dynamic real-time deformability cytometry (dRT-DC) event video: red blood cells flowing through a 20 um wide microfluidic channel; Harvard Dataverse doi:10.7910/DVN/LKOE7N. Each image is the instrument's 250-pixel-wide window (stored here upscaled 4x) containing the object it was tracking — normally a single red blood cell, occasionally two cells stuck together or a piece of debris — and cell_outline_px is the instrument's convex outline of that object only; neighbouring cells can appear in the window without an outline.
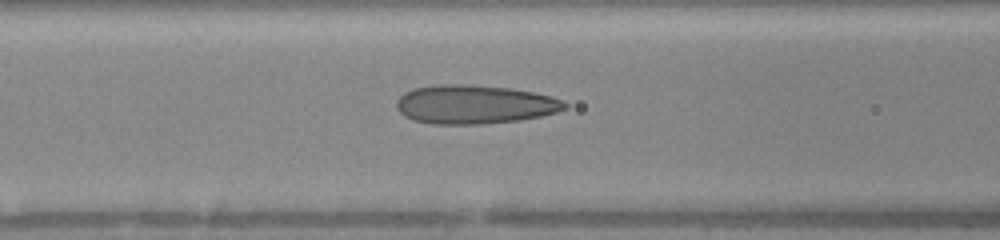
{"species": "human", "species_latin": "Homo sapiens", "temperature_condition": "warm", "stored_images_in_passage": 19, "camera_frame_rate_fps": 3000, "um_per_image_px": 0.085, "donor": {"sex": "female"}, "frame": {"image": 1, "passage_image": 14, "time_ms": 6.667, "image_size_px": [1000, 240], "cell_outline_px": [[568, 108], [556, 112], [540, 116], [520, 120], [480, 124], [432, 124], [412, 120], [404, 116], [396, 108], [396, 100], [404, 92], [412, 88], [440, 84], [460, 84], [512, 88], [536, 92], [564, 100], [568, 104]], "centroid_in_image_um": [40.33, 8.87], "position_along_channel_um": 126.3, "area_um2": 38.38}}
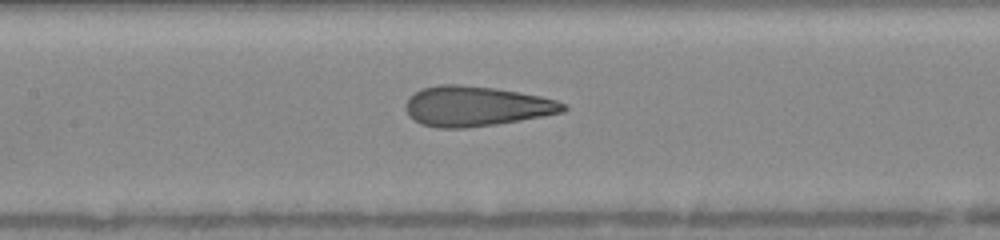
{"frame": {"image": 2, "passage_image": 16, "time_ms": 7.667, "image_size_px": [1000, 240], "cell_outline_px": [[568, 108], [564, 112], [520, 120], [496, 124], [464, 128], [436, 128], [420, 124], [408, 116], [408, 96], [420, 88], [440, 84], [460, 84], [496, 88], [520, 92], [540, 96], [556, 100], [568, 104]], "centroid_in_image_um": [40.48, 9.02], "position_along_channel_um": 166.9, "area_um2": 36.93}}
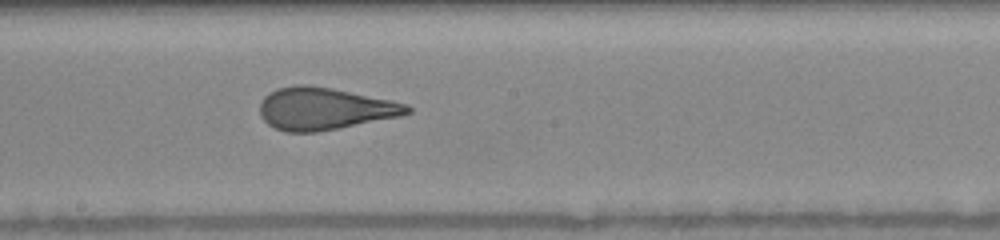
{"frame": {"image": 3, "passage_image": 19, "time_ms": 9.0, "image_size_px": [1000, 240], "cell_outline_px": [[412, 112], [400, 116], [316, 132], [284, 132], [268, 124], [260, 116], [260, 104], [264, 96], [276, 88], [300, 84], [332, 88], [408, 104], [412, 108]], "centroid_in_image_um": [27.55, 9.24], "position_along_channel_um": 220.6, "area_um2": 35.95}}